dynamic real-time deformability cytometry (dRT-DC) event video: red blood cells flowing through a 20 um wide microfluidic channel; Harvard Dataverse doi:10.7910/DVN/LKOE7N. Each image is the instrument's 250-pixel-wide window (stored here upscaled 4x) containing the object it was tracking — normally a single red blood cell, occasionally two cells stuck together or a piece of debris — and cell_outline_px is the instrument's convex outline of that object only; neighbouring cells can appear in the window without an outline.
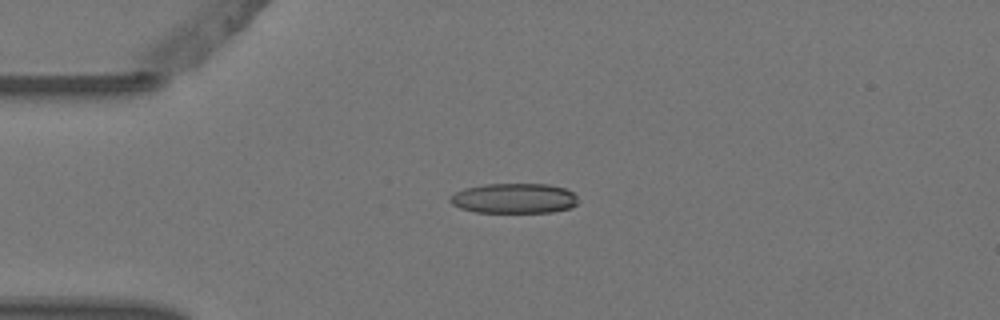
{"species": "Egyptian fruit bat (a non-hibernating species)", "species_latin": "Rousettus aegyptiacus", "temperature_condition": "warm", "stored_images_in_passage": 5, "camera_frame_rate_fps": 3000, "um_per_image_px": 0.085, "animal": {"sex": "female"}, "frame": {"image": 1, "passage_image": 4, "time_ms": 1.0, "image_size_px": [1000, 320], "cell_outline_px": [[576, 204], [568, 208], [552, 212], [476, 212], [460, 208], [452, 204], [448, 200], [448, 196], [464, 188], [484, 184], [548, 184], [564, 188], [572, 192], [576, 196]], "centroid_in_image_um": [43.64, 16.85], "position_along_channel_um": 41.4, "area_um2": 22.37}}